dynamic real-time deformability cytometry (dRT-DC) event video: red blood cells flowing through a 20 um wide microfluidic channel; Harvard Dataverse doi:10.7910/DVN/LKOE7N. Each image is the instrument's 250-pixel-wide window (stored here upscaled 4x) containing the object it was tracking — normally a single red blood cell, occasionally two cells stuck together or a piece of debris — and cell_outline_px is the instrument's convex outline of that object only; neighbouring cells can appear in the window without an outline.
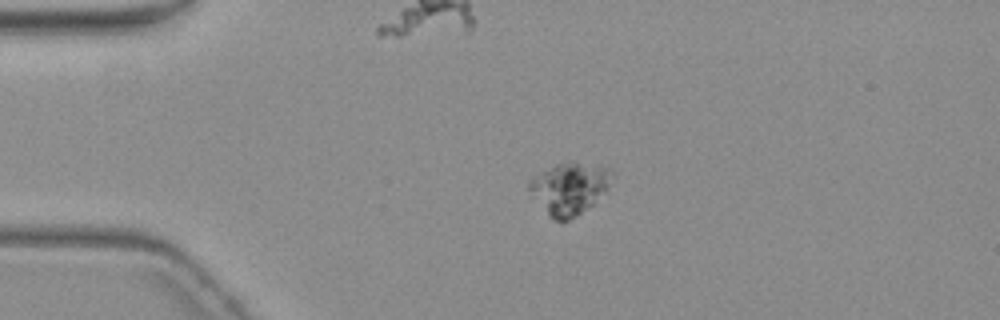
{"species": "common noctule bat (a hibernating species)", "species_latin": "Nyctalus noctula", "temperature_condition": "warm", "stored_images_in_passage": 7, "camera_frame_rate_fps": 3000, "um_per_image_px": 0.085, "animal": {"sex": "female", "body_mass_g": 19.3, "forearm_length_mm": 54.1}, "frame": {"image": 1, "passage_image": 5, "time_ms": 4.667, "image_size_px": [1000, 320], "cell_outline_px": [[616, 176], [608, 188], [592, 204], [576, 216], [568, 220], [552, 220], [548, 216], [532, 196], [528, 188], [528, 180], [532, 176], [556, 164], [568, 160], [576, 160], [612, 168], [616, 172]], "centroid_in_image_um": [48.43, 15.95], "position_along_channel_um": 36.6, "area_um2": 25.66}}
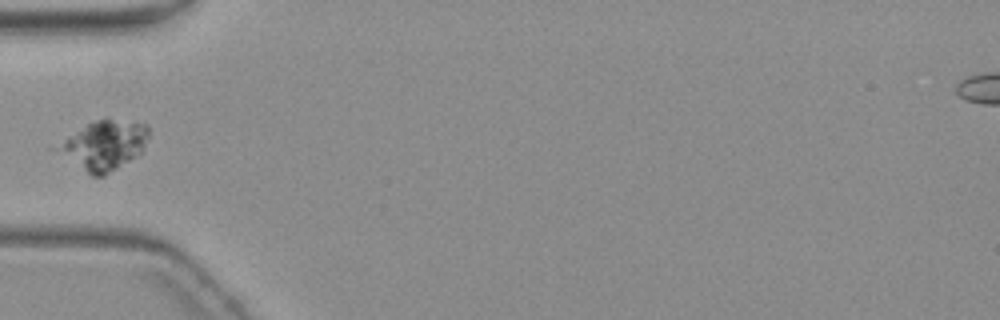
{"frame": {"image": 2, "passage_image": 7, "time_ms": 7.0, "image_size_px": [1000, 320], "cell_outline_px": [[148, 136], [144, 152], [104, 176], [92, 176], [48, 148], [88, 124], [96, 120], [108, 116], [148, 124]], "centroid_in_image_um": [8.82, 12.33], "position_along_channel_um": 76.2, "area_um2": 27.05}}